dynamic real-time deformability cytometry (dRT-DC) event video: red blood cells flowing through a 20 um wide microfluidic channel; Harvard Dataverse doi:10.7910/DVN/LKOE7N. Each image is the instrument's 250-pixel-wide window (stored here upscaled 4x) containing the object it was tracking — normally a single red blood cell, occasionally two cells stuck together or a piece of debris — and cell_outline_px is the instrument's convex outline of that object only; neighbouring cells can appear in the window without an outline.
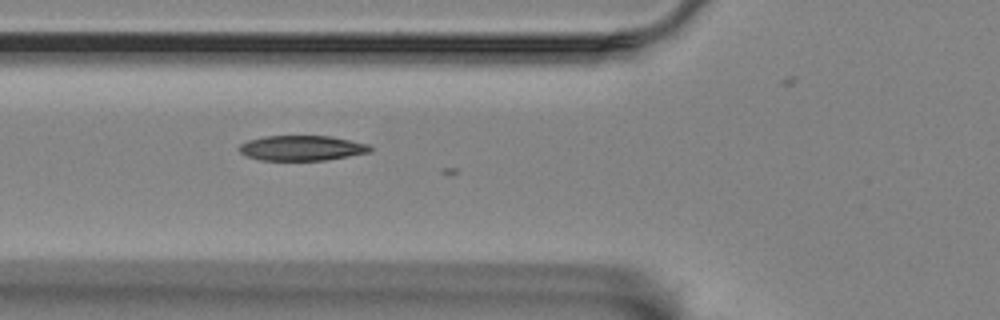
{"species": "Egyptian fruit bat (a non-hibernating species)", "species_latin": "Rousettus aegyptiacus", "temperature_condition": "room temperature", "stored_images_in_passage": 6, "camera_frame_rate_fps": 3000, "um_per_image_px": 0.085, "animal": {"sex": "female"}, "frame": {"image": 1, "passage_image": 3, "time_ms": 0.667, "image_size_px": [1000, 320], "cell_outline_px": [[372, 152], [328, 160], [260, 160], [248, 156], [240, 152], [240, 144], [248, 140], [264, 136], [332, 136], [368, 144], [372, 148]], "centroid_in_image_um": [25.7, 12.58], "position_along_channel_um": 100.1, "area_um2": 19.19}}